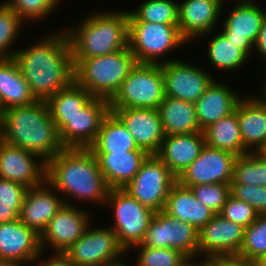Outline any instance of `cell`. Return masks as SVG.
<instances>
[{"instance_id": "obj_1", "label": "cell", "mask_w": 266, "mask_h": 266, "mask_svg": "<svg viewBox=\"0 0 266 266\" xmlns=\"http://www.w3.org/2000/svg\"><path fill=\"white\" fill-rule=\"evenodd\" d=\"M14 54L21 74L38 101H47L74 80L72 52L66 30L48 34Z\"/></svg>"}, {"instance_id": "obj_2", "label": "cell", "mask_w": 266, "mask_h": 266, "mask_svg": "<svg viewBox=\"0 0 266 266\" xmlns=\"http://www.w3.org/2000/svg\"><path fill=\"white\" fill-rule=\"evenodd\" d=\"M46 181L59 194L65 193V204L72 196L104 205L110 191L90 148H63L46 163Z\"/></svg>"}, {"instance_id": "obj_3", "label": "cell", "mask_w": 266, "mask_h": 266, "mask_svg": "<svg viewBox=\"0 0 266 266\" xmlns=\"http://www.w3.org/2000/svg\"><path fill=\"white\" fill-rule=\"evenodd\" d=\"M4 141L48 162L64 147L46 101L9 108L0 117Z\"/></svg>"}, {"instance_id": "obj_4", "label": "cell", "mask_w": 266, "mask_h": 266, "mask_svg": "<svg viewBox=\"0 0 266 266\" xmlns=\"http://www.w3.org/2000/svg\"><path fill=\"white\" fill-rule=\"evenodd\" d=\"M77 27H66L72 58H91L128 47V11H95Z\"/></svg>"}, {"instance_id": "obj_5", "label": "cell", "mask_w": 266, "mask_h": 266, "mask_svg": "<svg viewBox=\"0 0 266 266\" xmlns=\"http://www.w3.org/2000/svg\"><path fill=\"white\" fill-rule=\"evenodd\" d=\"M74 80L94 98L110 101L137 63L129 46L115 53L72 58Z\"/></svg>"}, {"instance_id": "obj_6", "label": "cell", "mask_w": 266, "mask_h": 266, "mask_svg": "<svg viewBox=\"0 0 266 266\" xmlns=\"http://www.w3.org/2000/svg\"><path fill=\"white\" fill-rule=\"evenodd\" d=\"M164 98L161 64L136 63L109 105L110 108L158 109Z\"/></svg>"}, {"instance_id": "obj_7", "label": "cell", "mask_w": 266, "mask_h": 266, "mask_svg": "<svg viewBox=\"0 0 266 266\" xmlns=\"http://www.w3.org/2000/svg\"><path fill=\"white\" fill-rule=\"evenodd\" d=\"M186 42L178 25L128 21V46L137 63L162 64L160 58Z\"/></svg>"}, {"instance_id": "obj_8", "label": "cell", "mask_w": 266, "mask_h": 266, "mask_svg": "<svg viewBox=\"0 0 266 266\" xmlns=\"http://www.w3.org/2000/svg\"><path fill=\"white\" fill-rule=\"evenodd\" d=\"M106 203L109 208L111 206L115 219L110 228L120 246L125 251H131L141 243L155 211L139 203L124 189H110Z\"/></svg>"}, {"instance_id": "obj_9", "label": "cell", "mask_w": 266, "mask_h": 266, "mask_svg": "<svg viewBox=\"0 0 266 266\" xmlns=\"http://www.w3.org/2000/svg\"><path fill=\"white\" fill-rule=\"evenodd\" d=\"M177 177L156 154H149L132 181L123 188L139 203L152 210H164Z\"/></svg>"}, {"instance_id": "obj_10", "label": "cell", "mask_w": 266, "mask_h": 266, "mask_svg": "<svg viewBox=\"0 0 266 266\" xmlns=\"http://www.w3.org/2000/svg\"><path fill=\"white\" fill-rule=\"evenodd\" d=\"M110 112L109 101L93 98L73 117H52L64 148H90L97 139L103 119Z\"/></svg>"}, {"instance_id": "obj_11", "label": "cell", "mask_w": 266, "mask_h": 266, "mask_svg": "<svg viewBox=\"0 0 266 266\" xmlns=\"http://www.w3.org/2000/svg\"><path fill=\"white\" fill-rule=\"evenodd\" d=\"M199 230L192 224L156 211L140 243L147 248H172L187 258L198 257Z\"/></svg>"}, {"instance_id": "obj_12", "label": "cell", "mask_w": 266, "mask_h": 266, "mask_svg": "<svg viewBox=\"0 0 266 266\" xmlns=\"http://www.w3.org/2000/svg\"><path fill=\"white\" fill-rule=\"evenodd\" d=\"M126 252L108 227H87L85 233L64 254L75 266H107L120 261ZM122 255V256H121Z\"/></svg>"}, {"instance_id": "obj_13", "label": "cell", "mask_w": 266, "mask_h": 266, "mask_svg": "<svg viewBox=\"0 0 266 266\" xmlns=\"http://www.w3.org/2000/svg\"><path fill=\"white\" fill-rule=\"evenodd\" d=\"M172 59L161 64L165 96L195 103L215 78L204 68Z\"/></svg>"}, {"instance_id": "obj_14", "label": "cell", "mask_w": 266, "mask_h": 266, "mask_svg": "<svg viewBox=\"0 0 266 266\" xmlns=\"http://www.w3.org/2000/svg\"><path fill=\"white\" fill-rule=\"evenodd\" d=\"M87 213L67 200L40 235L41 250L46 252L44 250L50 246L53 253H64L93 223Z\"/></svg>"}, {"instance_id": "obj_15", "label": "cell", "mask_w": 266, "mask_h": 266, "mask_svg": "<svg viewBox=\"0 0 266 266\" xmlns=\"http://www.w3.org/2000/svg\"><path fill=\"white\" fill-rule=\"evenodd\" d=\"M237 156L205 145L200 155L177 177V182L189 188L202 184L230 183Z\"/></svg>"}, {"instance_id": "obj_16", "label": "cell", "mask_w": 266, "mask_h": 266, "mask_svg": "<svg viewBox=\"0 0 266 266\" xmlns=\"http://www.w3.org/2000/svg\"><path fill=\"white\" fill-rule=\"evenodd\" d=\"M236 2L238 4H234L228 17L224 18L223 30L220 31L249 57L253 52L266 10L252 0Z\"/></svg>"}, {"instance_id": "obj_17", "label": "cell", "mask_w": 266, "mask_h": 266, "mask_svg": "<svg viewBox=\"0 0 266 266\" xmlns=\"http://www.w3.org/2000/svg\"><path fill=\"white\" fill-rule=\"evenodd\" d=\"M244 230L240 224L215 214L198 235V258L205 256L238 255L244 240ZM202 254V255H201Z\"/></svg>"}, {"instance_id": "obj_18", "label": "cell", "mask_w": 266, "mask_h": 266, "mask_svg": "<svg viewBox=\"0 0 266 266\" xmlns=\"http://www.w3.org/2000/svg\"><path fill=\"white\" fill-rule=\"evenodd\" d=\"M0 178L28 189L40 186L46 180V162L37 154L4 141L0 147Z\"/></svg>"}, {"instance_id": "obj_19", "label": "cell", "mask_w": 266, "mask_h": 266, "mask_svg": "<svg viewBox=\"0 0 266 266\" xmlns=\"http://www.w3.org/2000/svg\"><path fill=\"white\" fill-rule=\"evenodd\" d=\"M124 124L140 149L156 154L165 138L158 109L110 108Z\"/></svg>"}, {"instance_id": "obj_20", "label": "cell", "mask_w": 266, "mask_h": 266, "mask_svg": "<svg viewBox=\"0 0 266 266\" xmlns=\"http://www.w3.org/2000/svg\"><path fill=\"white\" fill-rule=\"evenodd\" d=\"M222 3L224 0H184L178 3V28L187 43L214 34Z\"/></svg>"}, {"instance_id": "obj_21", "label": "cell", "mask_w": 266, "mask_h": 266, "mask_svg": "<svg viewBox=\"0 0 266 266\" xmlns=\"http://www.w3.org/2000/svg\"><path fill=\"white\" fill-rule=\"evenodd\" d=\"M64 196H59L45 180L40 186L28 189L18 219L41 235L48 222L65 204Z\"/></svg>"}, {"instance_id": "obj_22", "label": "cell", "mask_w": 266, "mask_h": 266, "mask_svg": "<svg viewBox=\"0 0 266 266\" xmlns=\"http://www.w3.org/2000/svg\"><path fill=\"white\" fill-rule=\"evenodd\" d=\"M41 252L40 235L19 219L0 223V260L34 263Z\"/></svg>"}, {"instance_id": "obj_23", "label": "cell", "mask_w": 266, "mask_h": 266, "mask_svg": "<svg viewBox=\"0 0 266 266\" xmlns=\"http://www.w3.org/2000/svg\"><path fill=\"white\" fill-rule=\"evenodd\" d=\"M237 119L244 147L259 152L266 144V100L244 96L237 103Z\"/></svg>"}, {"instance_id": "obj_24", "label": "cell", "mask_w": 266, "mask_h": 266, "mask_svg": "<svg viewBox=\"0 0 266 266\" xmlns=\"http://www.w3.org/2000/svg\"><path fill=\"white\" fill-rule=\"evenodd\" d=\"M205 145L203 131L165 135L156 155L178 177L200 155Z\"/></svg>"}, {"instance_id": "obj_25", "label": "cell", "mask_w": 266, "mask_h": 266, "mask_svg": "<svg viewBox=\"0 0 266 266\" xmlns=\"http://www.w3.org/2000/svg\"><path fill=\"white\" fill-rule=\"evenodd\" d=\"M93 153L110 189L125 188L149 155L144 150Z\"/></svg>"}, {"instance_id": "obj_26", "label": "cell", "mask_w": 266, "mask_h": 266, "mask_svg": "<svg viewBox=\"0 0 266 266\" xmlns=\"http://www.w3.org/2000/svg\"><path fill=\"white\" fill-rule=\"evenodd\" d=\"M219 81L214 80L194 103L197 121L202 131L210 124L233 113L242 98L229 85Z\"/></svg>"}, {"instance_id": "obj_27", "label": "cell", "mask_w": 266, "mask_h": 266, "mask_svg": "<svg viewBox=\"0 0 266 266\" xmlns=\"http://www.w3.org/2000/svg\"><path fill=\"white\" fill-rule=\"evenodd\" d=\"M163 211L171 217L194 225L198 230L215 215L194 196L190 188L178 182L171 187Z\"/></svg>"}, {"instance_id": "obj_28", "label": "cell", "mask_w": 266, "mask_h": 266, "mask_svg": "<svg viewBox=\"0 0 266 266\" xmlns=\"http://www.w3.org/2000/svg\"><path fill=\"white\" fill-rule=\"evenodd\" d=\"M36 101L14 58H0L1 110L29 105Z\"/></svg>"}, {"instance_id": "obj_29", "label": "cell", "mask_w": 266, "mask_h": 266, "mask_svg": "<svg viewBox=\"0 0 266 266\" xmlns=\"http://www.w3.org/2000/svg\"><path fill=\"white\" fill-rule=\"evenodd\" d=\"M158 110L165 135L202 131L197 121L193 102L165 96Z\"/></svg>"}, {"instance_id": "obj_30", "label": "cell", "mask_w": 266, "mask_h": 266, "mask_svg": "<svg viewBox=\"0 0 266 266\" xmlns=\"http://www.w3.org/2000/svg\"><path fill=\"white\" fill-rule=\"evenodd\" d=\"M206 145L241 156L249 151L244 147L239 122L237 119V105L235 111L210 124L203 130Z\"/></svg>"}, {"instance_id": "obj_31", "label": "cell", "mask_w": 266, "mask_h": 266, "mask_svg": "<svg viewBox=\"0 0 266 266\" xmlns=\"http://www.w3.org/2000/svg\"><path fill=\"white\" fill-rule=\"evenodd\" d=\"M92 152H123L143 150L138 147L124 124L110 111L103 119Z\"/></svg>"}, {"instance_id": "obj_32", "label": "cell", "mask_w": 266, "mask_h": 266, "mask_svg": "<svg viewBox=\"0 0 266 266\" xmlns=\"http://www.w3.org/2000/svg\"><path fill=\"white\" fill-rule=\"evenodd\" d=\"M94 97L73 80L67 87L56 92L46 103L51 117H73Z\"/></svg>"}, {"instance_id": "obj_33", "label": "cell", "mask_w": 266, "mask_h": 266, "mask_svg": "<svg viewBox=\"0 0 266 266\" xmlns=\"http://www.w3.org/2000/svg\"><path fill=\"white\" fill-rule=\"evenodd\" d=\"M222 32L215 33L214 37H210L207 47V58L211 66H215L217 70L224 72L229 70L235 71L247 62L248 56L235 46Z\"/></svg>"}, {"instance_id": "obj_34", "label": "cell", "mask_w": 266, "mask_h": 266, "mask_svg": "<svg viewBox=\"0 0 266 266\" xmlns=\"http://www.w3.org/2000/svg\"><path fill=\"white\" fill-rule=\"evenodd\" d=\"M135 10L128 11V21L178 25V2L174 0H145Z\"/></svg>"}, {"instance_id": "obj_35", "label": "cell", "mask_w": 266, "mask_h": 266, "mask_svg": "<svg viewBox=\"0 0 266 266\" xmlns=\"http://www.w3.org/2000/svg\"><path fill=\"white\" fill-rule=\"evenodd\" d=\"M230 183L266 187V155L248 152L238 156L234 162L233 179Z\"/></svg>"}, {"instance_id": "obj_36", "label": "cell", "mask_w": 266, "mask_h": 266, "mask_svg": "<svg viewBox=\"0 0 266 266\" xmlns=\"http://www.w3.org/2000/svg\"><path fill=\"white\" fill-rule=\"evenodd\" d=\"M22 25L24 21L16 12L4 2L0 3V58L14 57L17 49L13 48V44L18 39Z\"/></svg>"}, {"instance_id": "obj_37", "label": "cell", "mask_w": 266, "mask_h": 266, "mask_svg": "<svg viewBox=\"0 0 266 266\" xmlns=\"http://www.w3.org/2000/svg\"><path fill=\"white\" fill-rule=\"evenodd\" d=\"M266 252V215L257 219L244 230V240L238 256L256 261Z\"/></svg>"}, {"instance_id": "obj_38", "label": "cell", "mask_w": 266, "mask_h": 266, "mask_svg": "<svg viewBox=\"0 0 266 266\" xmlns=\"http://www.w3.org/2000/svg\"><path fill=\"white\" fill-rule=\"evenodd\" d=\"M8 7L12 8L16 14L25 22H36L41 20L57 10L61 0H5Z\"/></svg>"}, {"instance_id": "obj_39", "label": "cell", "mask_w": 266, "mask_h": 266, "mask_svg": "<svg viewBox=\"0 0 266 266\" xmlns=\"http://www.w3.org/2000/svg\"><path fill=\"white\" fill-rule=\"evenodd\" d=\"M133 248L138 250L136 266H178L187 257L179 250L172 248H147L140 244Z\"/></svg>"}, {"instance_id": "obj_40", "label": "cell", "mask_w": 266, "mask_h": 266, "mask_svg": "<svg viewBox=\"0 0 266 266\" xmlns=\"http://www.w3.org/2000/svg\"><path fill=\"white\" fill-rule=\"evenodd\" d=\"M194 196L215 214H219L230 195V183L202 184L189 187Z\"/></svg>"}, {"instance_id": "obj_41", "label": "cell", "mask_w": 266, "mask_h": 266, "mask_svg": "<svg viewBox=\"0 0 266 266\" xmlns=\"http://www.w3.org/2000/svg\"><path fill=\"white\" fill-rule=\"evenodd\" d=\"M230 194L246 202L258 215H266V187L241 183H230Z\"/></svg>"}, {"instance_id": "obj_42", "label": "cell", "mask_w": 266, "mask_h": 266, "mask_svg": "<svg viewBox=\"0 0 266 266\" xmlns=\"http://www.w3.org/2000/svg\"><path fill=\"white\" fill-rule=\"evenodd\" d=\"M219 214L223 218L236 224H240L245 228L252 224L258 217V214L253 207L246 202L235 198L231 194L227 198V201Z\"/></svg>"}, {"instance_id": "obj_43", "label": "cell", "mask_w": 266, "mask_h": 266, "mask_svg": "<svg viewBox=\"0 0 266 266\" xmlns=\"http://www.w3.org/2000/svg\"><path fill=\"white\" fill-rule=\"evenodd\" d=\"M28 188L20 183L0 178V201L4 203H23Z\"/></svg>"}, {"instance_id": "obj_44", "label": "cell", "mask_w": 266, "mask_h": 266, "mask_svg": "<svg viewBox=\"0 0 266 266\" xmlns=\"http://www.w3.org/2000/svg\"><path fill=\"white\" fill-rule=\"evenodd\" d=\"M23 203H4L0 201V223L18 219Z\"/></svg>"}, {"instance_id": "obj_45", "label": "cell", "mask_w": 266, "mask_h": 266, "mask_svg": "<svg viewBox=\"0 0 266 266\" xmlns=\"http://www.w3.org/2000/svg\"><path fill=\"white\" fill-rule=\"evenodd\" d=\"M42 254L44 255L43 251L36 258L37 261H34V263L37 262L38 266H75L64 253H54L45 259L41 258Z\"/></svg>"}, {"instance_id": "obj_46", "label": "cell", "mask_w": 266, "mask_h": 266, "mask_svg": "<svg viewBox=\"0 0 266 266\" xmlns=\"http://www.w3.org/2000/svg\"><path fill=\"white\" fill-rule=\"evenodd\" d=\"M222 261V266H258L256 261L238 255L217 256Z\"/></svg>"}, {"instance_id": "obj_47", "label": "cell", "mask_w": 266, "mask_h": 266, "mask_svg": "<svg viewBox=\"0 0 266 266\" xmlns=\"http://www.w3.org/2000/svg\"><path fill=\"white\" fill-rule=\"evenodd\" d=\"M256 50V51H255ZM254 51L266 62V14L263 18L258 38L254 44Z\"/></svg>"}, {"instance_id": "obj_48", "label": "cell", "mask_w": 266, "mask_h": 266, "mask_svg": "<svg viewBox=\"0 0 266 266\" xmlns=\"http://www.w3.org/2000/svg\"><path fill=\"white\" fill-rule=\"evenodd\" d=\"M196 258H192V266H222V261L218 257L205 256V260L202 259L200 262Z\"/></svg>"}, {"instance_id": "obj_49", "label": "cell", "mask_w": 266, "mask_h": 266, "mask_svg": "<svg viewBox=\"0 0 266 266\" xmlns=\"http://www.w3.org/2000/svg\"><path fill=\"white\" fill-rule=\"evenodd\" d=\"M0 266H28V265L15 261L0 260Z\"/></svg>"}, {"instance_id": "obj_50", "label": "cell", "mask_w": 266, "mask_h": 266, "mask_svg": "<svg viewBox=\"0 0 266 266\" xmlns=\"http://www.w3.org/2000/svg\"><path fill=\"white\" fill-rule=\"evenodd\" d=\"M256 262L258 266H266V252L262 256H260L256 260Z\"/></svg>"}, {"instance_id": "obj_51", "label": "cell", "mask_w": 266, "mask_h": 266, "mask_svg": "<svg viewBox=\"0 0 266 266\" xmlns=\"http://www.w3.org/2000/svg\"><path fill=\"white\" fill-rule=\"evenodd\" d=\"M266 76V75H265ZM266 79V77H264V80ZM264 86L262 85V87H261V90L262 91H260L261 92V94H260V98H262V99H264V100H266V80L264 81Z\"/></svg>"}, {"instance_id": "obj_52", "label": "cell", "mask_w": 266, "mask_h": 266, "mask_svg": "<svg viewBox=\"0 0 266 266\" xmlns=\"http://www.w3.org/2000/svg\"><path fill=\"white\" fill-rule=\"evenodd\" d=\"M178 266H192V258H186L180 265Z\"/></svg>"}, {"instance_id": "obj_53", "label": "cell", "mask_w": 266, "mask_h": 266, "mask_svg": "<svg viewBox=\"0 0 266 266\" xmlns=\"http://www.w3.org/2000/svg\"><path fill=\"white\" fill-rule=\"evenodd\" d=\"M124 261H117V262H115V263H111V264H109V265H107V266H130V265H128V263H123ZM136 266V265H135Z\"/></svg>"}, {"instance_id": "obj_54", "label": "cell", "mask_w": 266, "mask_h": 266, "mask_svg": "<svg viewBox=\"0 0 266 266\" xmlns=\"http://www.w3.org/2000/svg\"><path fill=\"white\" fill-rule=\"evenodd\" d=\"M3 142H4L3 126H2V123H1V120H0V147L3 144Z\"/></svg>"}, {"instance_id": "obj_55", "label": "cell", "mask_w": 266, "mask_h": 266, "mask_svg": "<svg viewBox=\"0 0 266 266\" xmlns=\"http://www.w3.org/2000/svg\"><path fill=\"white\" fill-rule=\"evenodd\" d=\"M259 152L262 153L263 155H266V144Z\"/></svg>"}, {"instance_id": "obj_56", "label": "cell", "mask_w": 266, "mask_h": 266, "mask_svg": "<svg viewBox=\"0 0 266 266\" xmlns=\"http://www.w3.org/2000/svg\"><path fill=\"white\" fill-rule=\"evenodd\" d=\"M2 112H3V111L1 110V104H0V117H1V115H2Z\"/></svg>"}]
</instances>
